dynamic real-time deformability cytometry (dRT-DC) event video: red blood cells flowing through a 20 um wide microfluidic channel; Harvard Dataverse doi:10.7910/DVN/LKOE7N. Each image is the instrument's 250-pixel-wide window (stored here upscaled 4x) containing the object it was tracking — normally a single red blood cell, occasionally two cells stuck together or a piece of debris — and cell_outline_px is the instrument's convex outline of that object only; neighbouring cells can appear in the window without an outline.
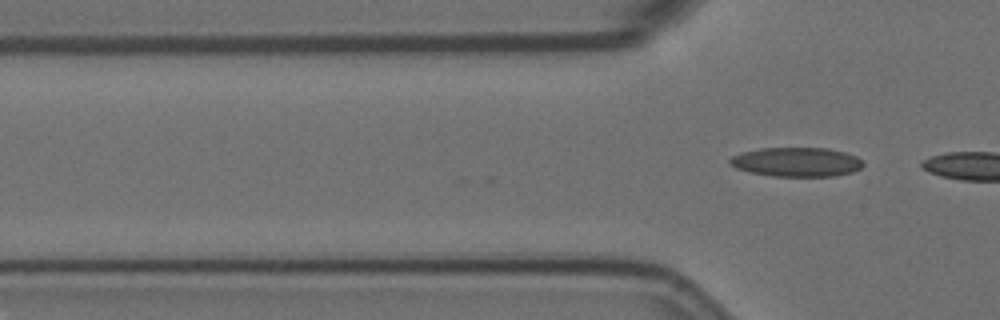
{"species": "Egyptian fruit bat (a non-hibernating species)", "species_latin": "Rousettus aegyptiacus", "temperature_condition": "room temperature", "stored_images_in_passage": 3, "camera_frame_rate_fps": 3000, "um_per_image_px": 0.085, "animal": {"sex": "female"}, "frame": {"image": 1, "passage_image": 3, "time_ms": 0.667, "image_size_px": [1000, 320], "cell_outline_px": [[864, 164], [860, 168], [852, 172], [832, 176], [772, 176], [748, 172], [736, 168], [728, 164], [728, 160], [732, 156], [744, 152], [760, 148], [828, 148], [844, 152], [856, 156]], "centroid_in_image_um": [67.67, 13.77], "position_along_channel_um": 58.1, "area_um2": 22.66}}